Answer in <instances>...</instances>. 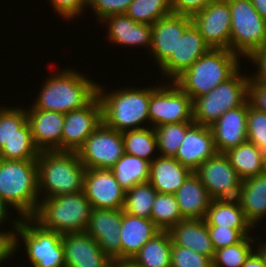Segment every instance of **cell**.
<instances>
[{"label":"cell","mask_w":266,"mask_h":267,"mask_svg":"<svg viewBox=\"0 0 266 267\" xmlns=\"http://www.w3.org/2000/svg\"><path fill=\"white\" fill-rule=\"evenodd\" d=\"M57 73V74H56ZM45 79L31 103L37 110L68 113L86 106L97 95V82L74 68H63Z\"/></svg>","instance_id":"cell-1"},{"label":"cell","mask_w":266,"mask_h":267,"mask_svg":"<svg viewBox=\"0 0 266 267\" xmlns=\"http://www.w3.org/2000/svg\"><path fill=\"white\" fill-rule=\"evenodd\" d=\"M105 89L97 85L102 122L107 127L119 132L145 128L144 123L149 127L150 86L116 88L109 92Z\"/></svg>","instance_id":"cell-2"},{"label":"cell","mask_w":266,"mask_h":267,"mask_svg":"<svg viewBox=\"0 0 266 267\" xmlns=\"http://www.w3.org/2000/svg\"><path fill=\"white\" fill-rule=\"evenodd\" d=\"M0 197L21 218L35 215L40 203L36 160L0 159Z\"/></svg>","instance_id":"cell-3"},{"label":"cell","mask_w":266,"mask_h":267,"mask_svg":"<svg viewBox=\"0 0 266 267\" xmlns=\"http://www.w3.org/2000/svg\"><path fill=\"white\" fill-rule=\"evenodd\" d=\"M36 162L40 199L83 191L86 168L77 152L40 151Z\"/></svg>","instance_id":"cell-4"},{"label":"cell","mask_w":266,"mask_h":267,"mask_svg":"<svg viewBox=\"0 0 266 267\" xmlns=\"http://www.w3.org/2000/svg\"><path fill=\"white\" fill-rule=\"evenodd\" d=\"M240 59L227 49H209L173 82L194 100L229 79L240 68Z\"/></svg>","instance_id":"cell-5"},{"label":"cell","mask_w":266,"mask_h":267,"mask_svg":"<svg viewBox=\"0 0 266 267\" xmlns=\"http://www.w3.org/2000/svg\"><path fill=\"white\" fill-rule=\"evenodd\" d=\"M93 207L83 191L41 199L32 217L43 228L61 235L85 231Z\"/></svg>","instance_id":"cell-6"},{"label":"cell","mask_w":266,"mask_h":267,"mask_svg":"<svg viewBox=\"0 0 266 267\" xmlns=\"http://www.w3.org/2000/svg\"><path fill=\"white\" fill-rule=\"evenodd\" d=\"M20 244L25 248L31 267H66L62 235L43 228L32 217L21 218L15 229L14 253Z\"/></svg>","instance_id":"cell-7"},{"label":"cell","mask_w":266,"mask_h":267,"mask_svg":"<svg viewBox=\"0 0 266 267\" xmlns=\"http://www.w3.org/2000/svg\"><path fill=\"white\" fill-rule=\"evenodd\" d=\"M241 69L209 93L193 100L195 123L211 127L225 112L242 106L248 100L250 74L246 76Z\"/></svg>","instance_id":"cell-8"},{"label":"cell","mask_w":266,"mask_h":267,"mask_svg":"<svg viewBox=\"0 0 266 267\" xmlns=\"http://www.w3.org/2000/svg\"><path fill=\"white\" fill-rule=\"evenodd\" d=\"M23 108L0 106V159L36 160L40 153Z\"/></svg>","instance_id":"cell-9"},{"label":"cell","mask_w":266,"mask_h":267,"mask_svg":"<svg viewBox=\"0 0 266 267\" xmlns=\"http://www.w3.org/2000/svg\"><path fill=\"white\" fill-rule=\"evenodd\" d=\"M231 12L230 51L246 59L266 43V21L251 0H228Z\"/></svg>","instance_id":"cell-10"},{"label":"cell","mask_w":266,"mask_h":267,"mask_svg":"<svg viewBox=\"0 0 266 267\" xmlns=\"http://www.w3.org/2000/svg\"><path fill=\"white\" fill-rule=\"evenodd\" d=\"M148 113L149 127L153 128L170 123L194 122L193 100L173 81L150 86Z\"/></svg>","instance_id":"cell-11"},{"label":"cell","mask_w":266,"mask_h":267,"mask_svg":"<svg viewBox=\"0 0 266 267\" xmlns=\"http://www.w3.org/2000/svg\"><path fill=\"white\" fill-rule=\"evenodd\" d=\"M124 153L122 132L107 127L103 122L77 151L86 169H110Z\"/></svg>","instance_id":"cell-12"},{"label":"cell","mask_w":266,"mask_h":267,"mask_svg":"<svg viewBox=\"0 0 266 267\" xmlns=\"http://www.w3.org/2000/svg\"><path fill=\"white\" fill-rule=\"evenodd\" d=\"M212 200L237 199L242 179L225 153H216L195 171Z\"/></svg>","instance_id":"cell-13"},{"label":"cell","mask_w":266,"mask_h":267,"mask_svg":"<svg viewBox=\"0 0 266 267\" xmlns=\"http://www.w3.org/2000/svg\"><path fill=\"white\" fill-rule=\"evenodd\" d=\"M211 49L230 50L231 12L228 0H217L191 16Z\"/></svg>","instance_id":"cell-14"},{"label":"cell","mask_w":266,"mask_h":267,"mask_svg":"<svg viewBox=\"0 0 266 267\" xmlns=\"http://www.w3.org/2000/svg\"><path fill=\"white\" fill-rule=\"evenodd\" d=\"M102 123V106L96 95L86 106L65 114L61 151L77 152Z\"/></svg>","instance_id":"cell-15"},{"label":"cell","mask_w":266,"mask_h":267,"mask_svg":"<svg viewBox=\"0 0 266 267\" xmlns=\"http://www.w3.org/2000/svg\"><path fill=\"white\" fill-rule=\"evenodd\" d=\"M83 192L94 208L123 209L125 190L110 169H86Z\"/></svg>","instance_id":"cell-16"},{"label":"cell","mask_w":266,"mask_h":267,"mask_svg":"<svg viewBox=\"0 0 266 267\" xmlns=\"http://www.w3.org/2000/svg\"><path fill=\"white\" fill-rule=\"evenodd\" d=\"M122 209L94 208L85 232L113 261H121Z\"/></svg>","instance_id":"cell-17"},{"label":"cell","mask_w":266,"mask_h":267,"mask_svg":"<svg viewBox=\"0 0 266 267\" xmlns=\"http://www.w3.org/2000/svg\"><path fill=\"white\" fill-rule=\"evenodd\" d=\"M192 24L191 16L172 14L151 25L152 40L149 54L160 67L177 50L179 39Z\"/></svg>","instance_id":"cell-18"},{"label":"cell","mask_w":266,"mask_h":267,"mask_svg":"<svg viewBox=\"0 0 266 267\" xmlns=\"http://www.w3.org/2000/svg\"><path fill=\"white\" fill-rule=\"evenodd\" d=\"M66 267H112L113 260L85 231L62 235Z\"/></svg>","instance_id":"cell-19"},{"label":"cell","mask_w":266,"mask_h":267,"mask_svg":"<svg viewBox=\"0 0 266 267\" xmlns=\"http://www.w3.org/2000/svg\"><path fill=\"white\" fill-rule=\"evenodd\" d=\"M211 49L192 23L179 39L177 50L158 69L167 81H174ZM169 79V80H168Z\"/></svg>","instance_id":"cell-20"},{"label":"cell","mask_w":266,"mask_h":267,"mask_svg":"<svg viewBox=\"0 0 266 267\" xmlns=\"http://www.w3.org/2000/svg\"><path fill=\"white\" fill-rule=\"evenodd\" d=\"M216 153L211 128L193 122L187 128L182 144L174 158L195 172L200 165Z\"/></svg>","instance_id":"cell-21"},{"label":"cell","mask_w":266,"mask_h":267,"mask_svg":"<svg viewBox=\"0 0 266 267\" xmlns=\"http://www.w3.org/2000/svg\"><path fill=\"white\" fill-rule=\"evenodd\" d=\"M27 111L32 138L39 151H61V136L65 114L37 110L32 105Z\"/></svg>","instance_id":"cell-22"},{"label":"cell","mask_w":266,"mask_h":267,"mask_svg":"<svg viewBox=\"0 0 266 267\" xmlns=\"http://www.w3.org/2000/svg\"><path fill=\"white\" fill-rule=\"evenodd\" d=\"M217 153L247 142V101L225 112L211 127Z\"/></svg>","instance_id":"cell-23"},{"label":"cell","mask_w":266,"mask_h":267,"mask_svg":"<svg viewBox=\"0 0 266 267\" xmlns=\"http://www.w3.org/2000/svg\"><path fill=\"white\" fill-rule=\"evenodd\" d=\"M101 22L106 25L109 43L121 47H144L149 52L152 40L151 25L132 20L126 14L111 15Z\"/></svg>","instance_id":"cell-24"},{"label":"cell","mask_w":266,"mask_h":267,"mask_svg":"<svg viewBox=\"0 0 266 267\" xmlns=\"http://www.w3.org/2000/svg\"><path fill=\"white\" fill-rule=\"evenodd\" d=\"M120 228L121 260H132L140 249L160 231L151 219L130 215L123 209Z\"/></svg>","instance_id":"cell-25"},{"label":"cell","mask_w":266,"mask_h":267,"mask_svg":"<svg viewBox=\"0 0 266 267\" xmlns=\"http://www.w3.org/2000/svg\"><path fill=\"white\" fill-rule=\"evenodd\" d=\"M168 232L172 245L190 248L199 254L213 259L215 249L204 219H184L171 227Z\"/></svg>","instance_id":"cell-26"},{"label":"cell","mask_w":266,"mask_h":267,"mask_svg":"<svg viewBox=\"0 0 266 267\" xmlns=\"http://www.w3.org/2000/svg\"><path fill=\"white\" fill-rule=\"evenodd\" d=\"M191 173L176 158L157 155L150 163L149 183L158 193L175 194Z\"/></svg>","instance_id":"cell-27"},{"label":"cell","mask_w":266,"mask_h":267,"mask_svg":"<svg viewBox=\"0 0 266 267\" xmlns=\"http://www.w3.org/2000/svg\"><path fill=\"white\" fill-rule=\"evenodd\" d=\"M175 196L184 219H204L212 201L207 189L195 172L187 177Z\"/></svg>","instance_id":"cell-28"},{"label":"cell","mask_w":266,"mask_h":267,"mask_svg":"<svg viewBox=\"0 0 266 267\" xmlns=\"http://www.w3.org/2000/svg\"><path fill=\"white\" fill-rule=\"evenodd\" d=\"M237 200L255 228L266 218V173L242 181Z\"/></svg>","instance_id":"cell-29"},{"label":"cell","mask_w":266,"mask_h":267,"mask_svg":"<svg viewBox=\"0 0 266 267\" xmlns=\"http://www.w3.org/2000/svg\"><path fill=\"white\" fill-rule=\"evenodd\" d=\"M204 220L207 226L237 229L245 237L253 233L254 227L247 220L237 199L212 200Z\"/></svg>","instance_id":"cell-30"},{"label":"cell","mask_w":266,"mask_h":267,"mask_svg":"<svg viewBox=\"0 0 266 267\" xmlns=\"http://www.w3.org/2000/svg\"><path fill=\"white\" fill-rule=\"evenodd\" d=\"M172 240L168 230H160L132 258L141 267H171Z\"/></svg>","instance_id":"cell-31"},{"label":"cell","mask_w":266,"mask_h":267,"mask_svg":"<svg viewBox=\"0 0 266 267\" xmlns=\"http://www.w3.org/2000/svg\"><path fill=\"white\" fill-rule=\"evenodd\" d=\"M110 170L125 191L137 184L149 182L150 162L127 153Z\"/></svg>","instance_id":"cell-32"},{"label":"cell","mask_w":266,"mask_h":267,"mask_svg":"<svg viewBox=\"0 0 266 267\" xmlns=\"http://www.w3.org/2000/svg\"><path fill=\"white\" fill-rule=\"evenodd\" d=\"M225 154L242 180L264 173L262 150L248 141Z\"/></svg>","instance_id":"cell-33"},{"label":"cell","mask_w":266,"mask_h":267,"mask_svg":"<svg viewBox=\"0 0 266 267\" xmlns=\"http://www.w3.org/2000/svg\"><path fill=\"white\" fill-rule=\"evenodd\" d=\"M124 152L152 162L158 152L157 137L153 127L122 132ZM156 152V153H155Z\"/></svg>","instance_id":"cell-34"},{"label":"cell","mask_w":266,"mask_h":267,"mask_svg":"<svg viewBox=\"0 0 266 267\" xmlns=\"http://www.w3.org/2000/svg\"><path fill=\"white\" fill-rule=\"evenodd\" d=\"M156 189L149 183H141L125 191L123 211L137 217L150 219Z\"/></svg>","instance_id":"cell-35"},{"label":"cell","mask_w":266,"mask_h":267,"mask_svg":"<svg viewBox=\"0 0 266 267\" xmlns=\"http://www.w3.org/2000/svg\"><path fill=\"white\" fill-rule=\"evenodd\" d=\"M125 14L136 22L152 25L173 14L171 0H133Z\"/></svg>","instance_id":"cell-36"},{"label":"cell","mask_w":266,"mask_h":267,"mask_svg":"<svg viewBox=\"0 0 266 267\" xmlns=\"http://www.w3.org/2000/svg\"><path fill=\"white\" fill-rule=\"evenodd\" d=\"M150 219L160 230H169L184 220L180 213L175 194L157 192Z\"/></svg>","instance_id":"cell-37"},{"label":"cell","mask_w":266,"mask_h":267,"mask_svg":"<svg viewBox=\"0 0 266 267\" xmlns=\"http://www.w3.org/2000/svg\"><path fill=\"white\" fill-rule=\"evenodd\" d=\"M261 237L246 236L241 242L215 250L212 267H241L256 249L255 242ZM254 248V249H253Z\"/></svg>","instance_id":"cell-38"},{"label":"cell","mask_w":266,"mask_h":267,"mask_svg":"<svg viewBox=\"0 0 266 267\" xmlns=\"http://www.w3.org/2000/svg\"><path fill=\"white\" fill-rule=\"evenodd\" d=\"M192 123H170L155 127L158 155L174 157L182 144L187 128Z\"/></svg>","instance_id":"cell-39"},{"label":"cell","mask_w":266,"mask_h":267,"mask_svg":"<svg viewBox=\"0 0 266 267\" xmlns=\"http://www.w3.org/2000/svg\"><path fill=\"white\" fill-rule=\"evenodd\" d=\"M247 140L260 150L266 148V113L253 108L247 100Z\"/></svg>","instance_id":"cell-40"},{"label":"cell","mask_w":266,"mask_h":267,"mask_svg":"<svg viewBox=\"0 0 266 267\" xmlns=\"http://www.w3.org/2000/svg\"><path fill=\"white\" fill-rule=\"evenodd\" d=\"M171 267H212V259L190 248L172 245Z\"/></svg>","instance_id":"cell-41"},{"label":"cell","mask_w":266,"mask_h":267,"mask_svg":"<svg viewBox=\"0 0 266 267\" xmlns=\"http://www.w3.org/2000/svg\"><path fill=\"white\" fill-rule=\"evenodd\" d=\"M133 0H89L87 7L92 9L98 22L111 15L125 14Z\"/></svg>","instance_id":"cell-42"},{"label":"cell","mask_w":266,"mask_h":267,"mask_svg":"<svg viewBox=\"0 0 266 267\" xmlns=\"http://www.w3.org/2000/svg\"><path fill=\"white\" fill-rule=\"evenodd\" d=\"M208 232L215 250L235 245L245 238L239 230L222 226H208Z\"/></svg>","instance_id":"cell-43"},{"label":"cell","mask_w":266,"mask_h":267,"mask_svg":"<svg viewBox=\"0 0 266 267\" xmlns=\"http://www.w3.org/2000/svg\"><path fill=\"white\" fill-rule=\"evenodd\" d=\"M56 15L62 19L74 20L83 15L89 0H49ZM83 13V14H82Z\"/></svg>","instance_id":"cell-44"},{"label":"cell","mask_w":266,"mask_h":267,"mask_svg":"<svg viewBox=\"0 0 266 267\" xmlns=\"http://www.w3.org/2000/svg\"><path fill=\"white\" fill-rule=\"evenodd\" d=\"M11 222V231H0V265L8 259L13 258L14 253V233L20 223L21 217L16 216V219H9ZM11 257V258H10Z\"/></svg>","instance_id":"cell-45"},{"label":"cell","mask_w":266,"mask_h":267,"mask_svg":"<svg viewBox=\"0 0 266 267\" xmlns=\"http://www.w3.org/2000/svg\"><path fill=\"white\" fill-rule=\"evenodd\" d=\"M217 0H171V10L176 15L192 16Z\"/></svg>","instance_id":"cell-46"},{"label":"cell","mask_w":266,"mask_h":267,"mask_svg":"<svg viewBox=\"0 0 266 267\" xmlns=\"http://www.w3.org/2000/svg\"><path fill=\"white\" fill-rule=\"evenodd\" d=\"M248 101L258 111L266 113V83L250 78L248 87Z\"/></svg>","instance_id":"cell-47"},{"label":"cell","mask_w":266,"mask_h":267,"mask_svg":"<svg viewBox=\"0 0 266 267\" xmlns=\"http://www.w3.org/2000/svg\"><path fill=\"white\" fill-rule=\"evenodd\" d=\"M252 61V65H256L255 72H251L250 78L255 81H262L266 83V43L255 50L247 59ZM255 63V64H254Z\"/></svg>","instance_id":"cell-48"},{"label":"cell","mask_w":266,"mask_h":267,"mask_svg":"<svg viewBox=\"0 0 266 267\" xmlns=\"http://www.w3.org/2000/svg\"><path fill=\"white\" fill-rule=\"evenodd\" d=\"M241 267H266L263 253L256 248Z\"/></svg>","instance_id":"cell-49"},{"label":"cell","mask_w":266,"mask_h":267,"mask_svg":"<svg viewBox=\"0 0 266 267\" xmlns=\"http://www.w3.org/2000/svg\"><path fill=\"white\" fill-rule=\"evenodd\" d=\"M9 206L10 205L0 197V225L3 223L6 224L5 222L9 221L8 218H12L9 216L12 213L9 211V209H12Z\"/></svg>","instance_id":"cell-50"},{"label":"cell","mask_w":266,"mask_h":267,"mask_svg":"<svg viewBox=\"0 0 266 267\" xmlns=\"http://www.w3.org/2000/svg\"><path fill=\"white\" fill-rule=\"evenodd\" d=\"M254 8L266 21V0H251Z\"/></svg>","instance_id":"cell-51"},{"label":"cell","mask_w":266,"mask_h":267,"mask_svg":"<svg viewBox=\"0 0 266 267\" xmlns=\"http://www.w3.org/2000/svg\"><path fill=\"white\" fill-rule=\"evenodd\" d=\"M113 267H141L132 260L113 261Z\"/></svg>","instance_id":"cell-52"},{"label":"cell","mask_w":266,"mask_h":267,"mask_svg":"<svg viewBox=\"0 0 266 267\" xmlns=\"http://www.w3.org/2000/svg\"><path fill=\"white\" fill-rule=\"evenodd\" d=\"M259 243H258V249L263 253L265 259H266V241L264 243V241L261 242V240L259 239ZM261 243V244H260Z\"/></svg>","instance_id":"cell-53"},{"label":"cell","mask_w":266,"mask_h":267,"mask_svg":"<svg viewBox=\"0 0 266 267\" xmlns=\"http://www.w3.org/2000/svg\"><path fill=\"white\" fill-rule=\"evenodd\" d=\"M262 160H263V168H264V173H266V148L262 150Z\"/></svg>","instance_id":"cell-54"}]
</instances>
